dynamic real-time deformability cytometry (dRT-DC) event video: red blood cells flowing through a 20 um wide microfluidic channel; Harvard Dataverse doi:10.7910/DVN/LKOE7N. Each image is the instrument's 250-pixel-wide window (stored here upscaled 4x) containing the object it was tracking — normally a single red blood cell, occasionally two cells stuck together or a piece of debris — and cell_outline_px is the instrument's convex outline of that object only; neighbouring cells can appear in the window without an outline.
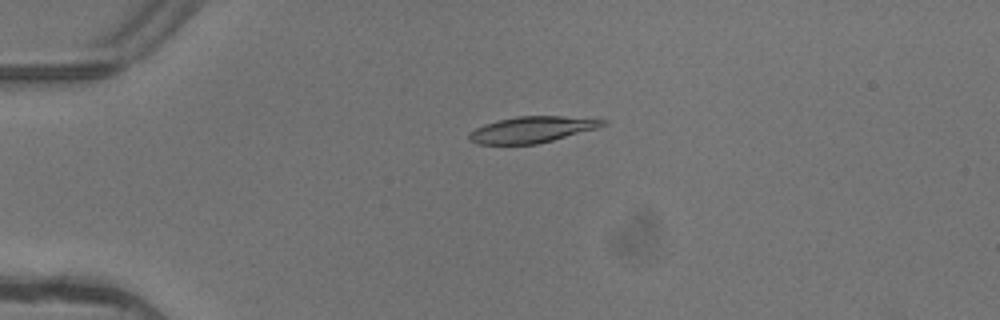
{"species": "common noctule bat (a hibernating species)", "species_latin": "Nyctalus noctula", "temperature_condition": "warm", "stored_images_in_passage": 1, "camera_frame_rate_fps": 3000, "um_per_image_px": 0.085, "animal": {"sex": "female"}, "frame": {"image": 1, "passage_image": 1, "time_ms": 0.0, "image_size_px": [1000, 320], "cell_outline_px": [[608, 124], [596, 128], [552, 140], [536, 144], [476, 144], [468, 140], [468, 132], [484, 124], [496, 120], [516, 116], [560, 116], [608, 120]], "centroid_in_image_um": [45.16, 11.01], "position_along_channel_um": 39.8, "area_um2": 20.35}}